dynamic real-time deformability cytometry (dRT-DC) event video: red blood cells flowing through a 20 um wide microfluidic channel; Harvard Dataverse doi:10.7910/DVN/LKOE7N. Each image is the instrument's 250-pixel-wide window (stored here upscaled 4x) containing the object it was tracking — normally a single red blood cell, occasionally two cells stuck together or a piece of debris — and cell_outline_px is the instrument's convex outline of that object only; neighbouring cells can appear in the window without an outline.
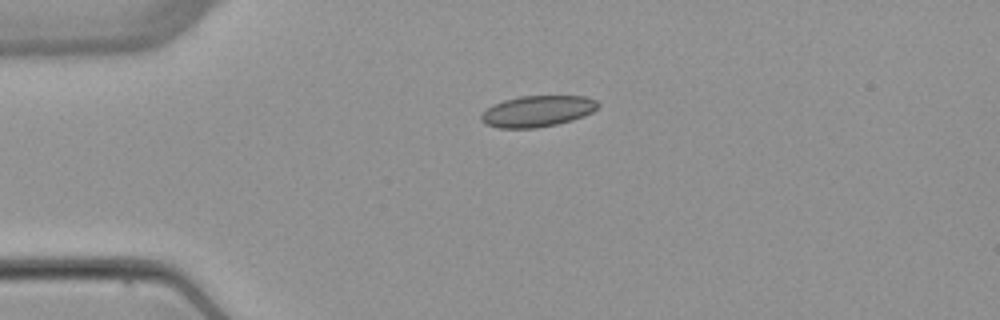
{"species": "common noctule bat (a hibernating species)", "species_latin": "Nyctalus noctula", "temperature_condition": "warm", "stored_images_in_passage": 2, "camera_frame_rate_fps": 3000, "um_per_image_px": 0.085, "animal": {"sex": "female", "body_mass_g": 22.7, "forearm_length_mm": 54.2}, "frame": {"image": 1, "passage_image": 1, "time_ms": 0.0, "image_size_px": [1000, 320], "cell_outline_px": [[600, 104], [592, 112], [584, 116], [572, 120], [556, 124], [536, 128], [500, 128], [484, 124], [480, 120], [480, 116], [492, 104], [504, 100], [520, 96], [588, 96], [596, 100]], "centroid_in_image_um": [45.68, 9.45], "position_along_channel_um": 39.3, "area_um2": 21.27}}